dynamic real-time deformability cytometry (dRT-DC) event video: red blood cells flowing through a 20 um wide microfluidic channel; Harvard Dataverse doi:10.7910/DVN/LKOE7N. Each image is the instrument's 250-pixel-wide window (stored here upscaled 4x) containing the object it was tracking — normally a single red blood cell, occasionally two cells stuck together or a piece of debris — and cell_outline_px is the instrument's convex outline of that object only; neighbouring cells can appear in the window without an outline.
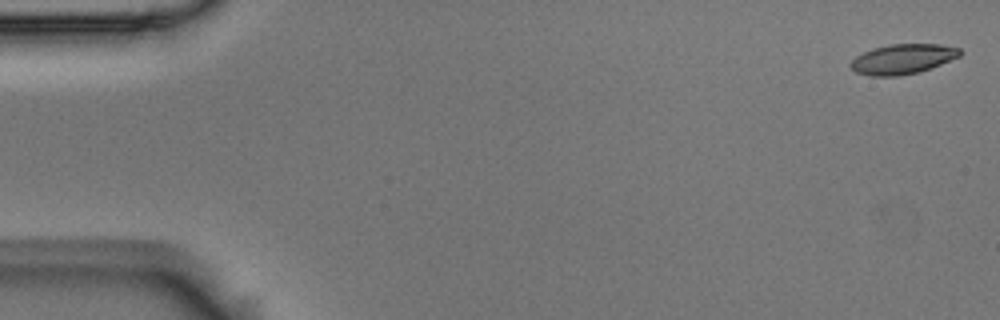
{"species": "Egyptian fruit bat (a non-hibernating species)", "species_latin": "Rousettus aegyptiacus", "temperature_condition": "room temperature", "stored_images_in_passage": 5, "camera_frame_rate_fps": 3000, "um_per_image_px": 0.085, "animal": {"sex": "male"}, "frame": {"image": 1, "passage_image": 1, "time_ms": 0.0, "image_size_px": [1000, 320], "cell_outline_px": [[964, 52], [960, 56], [920, 72], [900, 76], [872, 76], [856, 72], [848, 64], [856, 56], [872, 48], [888, 44], [940, 44], [960, 48]], "centroid_in_image_um": [76.74, 5.01], "position_along_channel_um": 8.3, "area_um2": 19.19}}
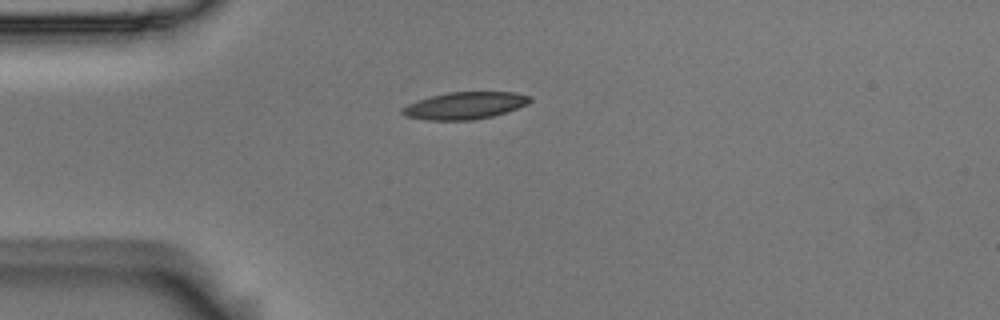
{"frame": {"image": 2, "passage_image": 4, "time_ms": 1.0, "image_size_px": [1000, 320], "cell_outline_px": [[532, 100], [528, 104], [492, 116], [472, 120], [428, 120], [408, 116], [400, 112], [408, 104], [432, 96], [448, 92], [516, 92], [532, 96]], "centroid_in_image_um": [39.57, 8.96], "position_along_channel_um": 45.4, "area_um2": 19.88}}
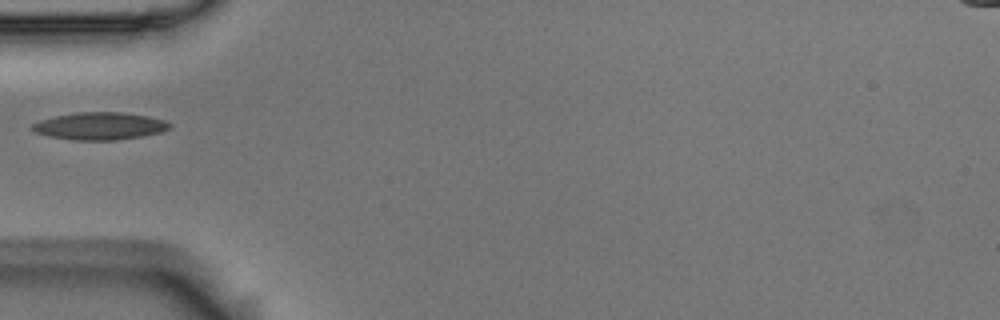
{"frame": {"image": 3, "passage_image": 5, "time_ms": 1.333, "image_size_px": [1000, 320], "cell_outline_px": [[172, 128], [160, 132], [140, 136], [112, 140], [72, 140], [48, 136], [36, 132], [28, 128], [32, 124], [40, 120], [56, 116], [76, 112], [120, 112], [148, 116], [164, 120], [172, 124]], "centroid_in_image_um": [8.46, 10.71], "position_along_channel_um": 76.5, "area_um2": 21.91}}